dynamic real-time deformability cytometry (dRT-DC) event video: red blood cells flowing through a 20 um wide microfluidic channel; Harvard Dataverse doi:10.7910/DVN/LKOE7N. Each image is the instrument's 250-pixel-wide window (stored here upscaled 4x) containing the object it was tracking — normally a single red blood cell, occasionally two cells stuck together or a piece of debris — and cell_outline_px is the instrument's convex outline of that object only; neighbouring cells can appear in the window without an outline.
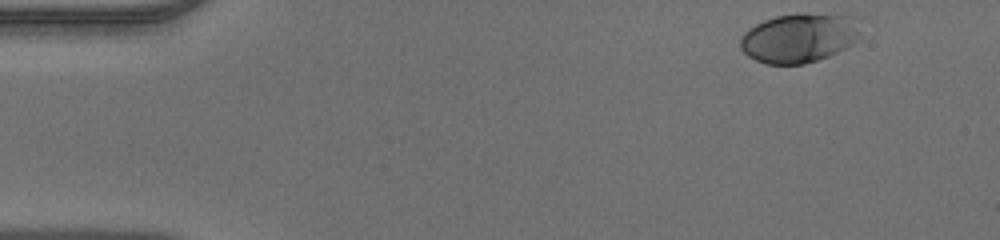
{"species": "human", "species_latin": "Homo sapiens", "temperature_condition": "warm", "stored_images_in_passage": 47, "segment_of_instrument_passage": [1, 2], "camera_frame_rate_fps": 3000, "um_per_image_px": 0.085, "donor": {"sex": "male"}, "frame": {"image": 1, "passage_image": 1, "time_ms": 0.0, "image_size_px": [1000, 240], "cell_outline_px": [[856, 36], [852, 44], [828, 56], [804, 64], [764, 64], [748, 56], [740, 48], [740, 36], [748, 28], [764, 20], [776, 16], [796, 12], [804, 12], [852, 16], [856, 32]], "centroid_in_image_um": [67.81, 3.21], "position_along_channel_um": 17.2, "area_um2": 34.22}}
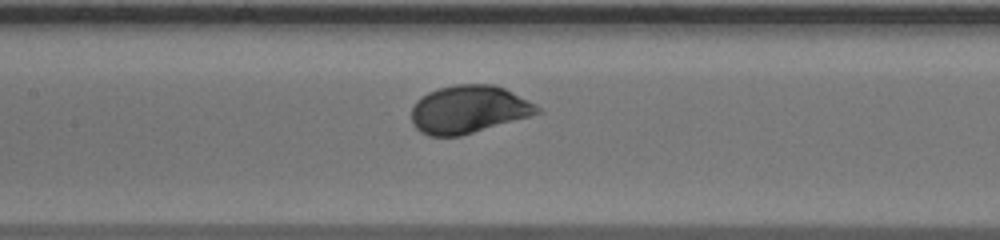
{"frame": {"image": 2, "passage_image": 20, "time_ms": 6.333, "image_size_px": [1000, 240], "cell_outline_px": [[544, 112], [460, 136], [428, 136], [420, 132], [416, 128], [412, 120], [412, 108], [416, 100], [428, 92], [440, 88], [456, 84], [492, 84], [504, 88], [536, 104]], "centroid_in_image_um": [39.83, 9.3], "position_along_channel_um": 167.6, "area_um2": 34.97}}
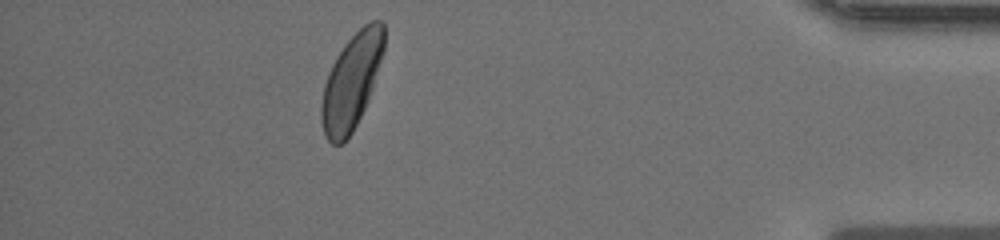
{"frame": {"image": 3, "passage_image": 41, "time_ms": 13.333, "image_size_px": [1000, 240], "cell_outline_px": [[384, 52], [368, 100], [352, 132], [340, 144], [332, 144], [328, 140], [324, 132], [320, 116], [320, 108], [324, 84], [328, 72], [336, 56], [344, 44], [364, 24], [372, 20], [380, 20], [384, 24]], "centroid_in_image_um": [29.87, 6.9], "position_along_channel_um": 405.3, "area_um2": 34.51}}